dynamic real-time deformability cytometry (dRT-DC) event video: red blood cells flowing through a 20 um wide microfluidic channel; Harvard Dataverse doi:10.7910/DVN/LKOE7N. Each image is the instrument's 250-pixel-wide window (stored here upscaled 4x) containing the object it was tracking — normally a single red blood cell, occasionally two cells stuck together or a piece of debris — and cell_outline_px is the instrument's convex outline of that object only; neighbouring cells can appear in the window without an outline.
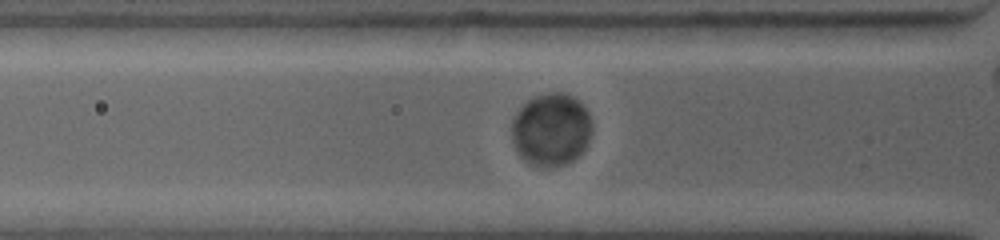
{"species": "common noctule bat (a hibernating species)", "species_latin": "Nyctalus noctula", "temperature_condition": "warm", "stored_images_in_passage": 38, "camera_frame_rate_fps": 4500, "um_per_image_px": 0.085, "animal": {"sex": "female", "body_mass_g": 19.0, "forearm_length_mm": 53.3}, "frame": {"image": 1, "passage_image": 6, "time_ms": 3.333, "image_size_px": [1000, 240], "cell_outline_px": [[592, 132], [584, 148], [572, 160], [564, 164], [536, 164], [524, 160], [520, 156], [512, 140], [512, 120], [520, 108], [528, 100], [536, 96], [552, 92], [560, 92], [572, 96], [580, 100], [588, 112], [592, 128]], "centroid_in_image_um": [46.85, 10.96], "position_along_channel_um": 78.9, "area_um2": 33.29}}
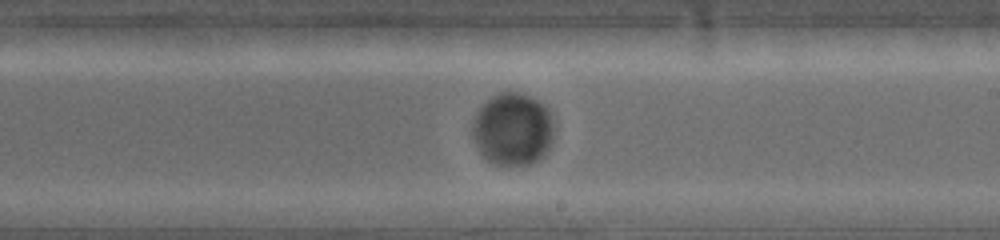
{"frame": {"image": 2, "passage_image": 16, "time_ms": 8.0, "image_size_px": [1000, 240], "cell_outline_px": [[552, 140], [548, 148], [536, 160], [528, 164], [492, 164], [480, 152], [472, 136], [472, 124], [476, 112], [488, 100], [500, 92], [516, 92], [528, 96], [536, 100], [548, 112], [552, 120]], "centroid_in_image_um": [43.53, 10.98], "position_along_channel_um": 245.5, "area_um2": 33.64}}
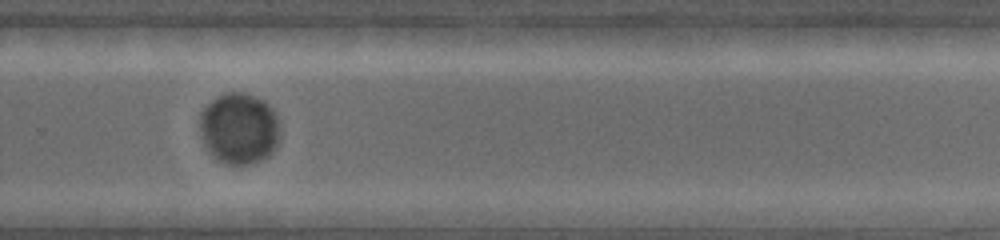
{"frame": {"image": 3, "passage_image": 21, "time_ms": 9.778, "image_size_px": [1000, 240], "cell_outline_px": [[280, 132], [276, 144], [272, 152], [268, 156], [260, 160], [248, 164], [228, 164], [216, 160], [212, 156], [204, 144], [200, 128], [200, 112], [212, 100], [228, 92], [244, 92], [264, 100], [272, 108], [276, 116]], "centroid_in_image_um": [20.32, 10.92], "position_along_channel_um": 309.5, "area_um2": 33.18}}